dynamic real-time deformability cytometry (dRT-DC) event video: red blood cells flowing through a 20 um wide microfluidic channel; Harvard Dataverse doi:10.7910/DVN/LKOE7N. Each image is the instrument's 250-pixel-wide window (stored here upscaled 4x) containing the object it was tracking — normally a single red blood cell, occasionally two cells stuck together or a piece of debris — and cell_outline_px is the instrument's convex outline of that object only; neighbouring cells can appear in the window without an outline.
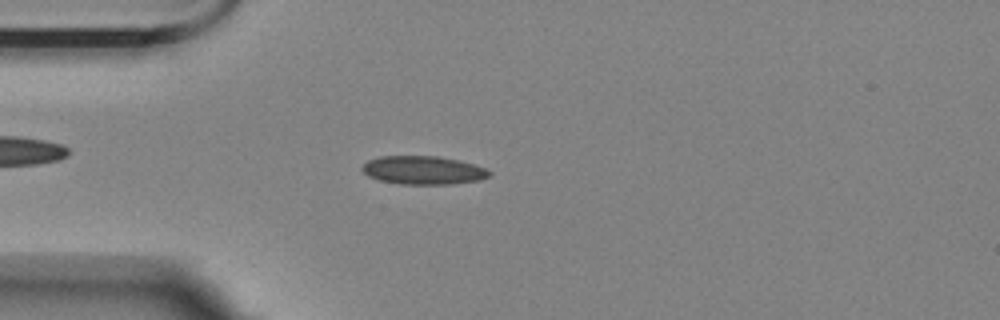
{"species": "Egyptian fruit bat (a non-hibernating species)", "species_latin": "Rousettus aegyptiacus", "temperature_condition": "room temperature", "stored_images_in_passage": 48, "camera_frame_rate_fps": 3000, "um_per_image_px": 0.085, "animal": {"sex": "female"}, "frame": {"image": 1, "passage_image": 14, "time_ms": 4.333, "image_size_px": [1000, 320], "cell_outline_px": [[492, 176], [480, 180], [448, 184], [400, 184], [380, 180], [368, 176], [360, 168], [368, 160], [380, 156], [436, 156], [460, 160], [484, 168], [492, 172]], "centroid_in_image_um": [35.98, 14.47], "position_along_channel_um": 49.0, "area_um2": 21.04}}
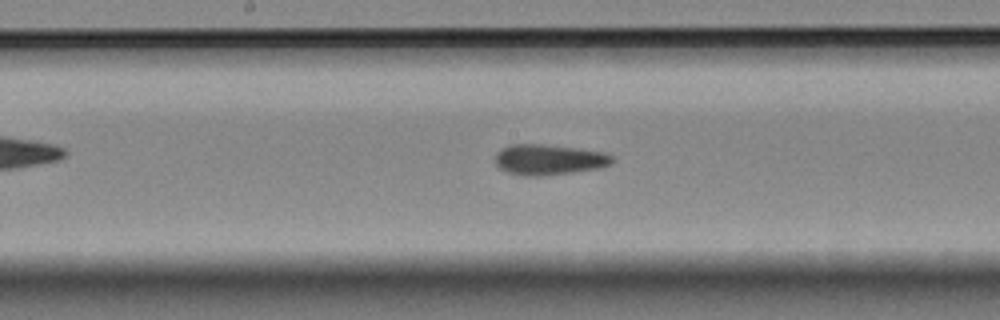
{"frame": {"image": 2, "passage_image": 28, "time_ms": 9.0, "image_size_px": [1000, 320], "cell_outline_px": [[612, 164], [596, 168], [572, 172], [544, 176], [528, 176], [508, 172], [500, 168], [496, 164], [496, 152], [512, 144], [540, 144], [576, 148], [604, 152], [612, 156]], "centroid_in_image_um": [46.65, 13.57], "position_along_channel_um": 201.6, "area_um2": 20.52}}
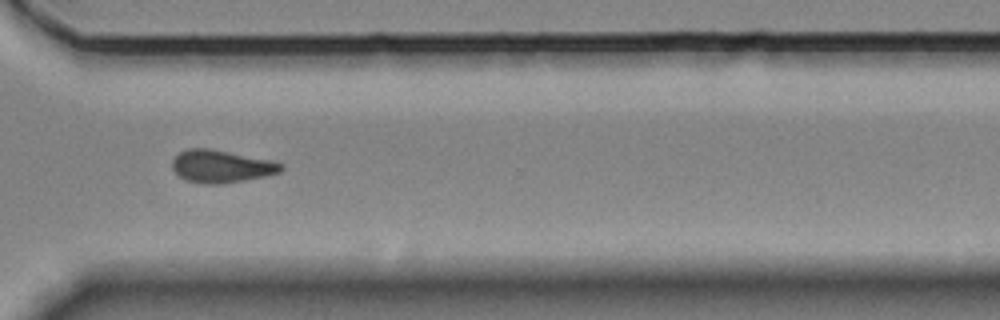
{"frame": {"image": 3, "passage_image": 41, "time_ms": 13.333, "image_size_px": [1000, 320], "cell_outline_px": [[284, 168], [280, 172], [264, 176], [244, 180], [220, 184], [204, 184], [184, 180], [172, 168], [172, 160], [180, 152], [188, 148], [208, 148], [272, 160], [284, 164]], "centroid_in_image_um": [18.81, 14.14], "position_along_channel_um": 351.8, "area_um2": 20.63}, "authors_computed_cell_mechanics": {"area_um2": 20.2589, "velocity_mm_per_s": 3.475, "shape_relaxation_time_tau1_ms": 5.1339, "shape_relaxation_time_tau2_ms": 2.5757, "deformation_change_tau1": 0.1286, "deformation_change_tau2": 0.104}}